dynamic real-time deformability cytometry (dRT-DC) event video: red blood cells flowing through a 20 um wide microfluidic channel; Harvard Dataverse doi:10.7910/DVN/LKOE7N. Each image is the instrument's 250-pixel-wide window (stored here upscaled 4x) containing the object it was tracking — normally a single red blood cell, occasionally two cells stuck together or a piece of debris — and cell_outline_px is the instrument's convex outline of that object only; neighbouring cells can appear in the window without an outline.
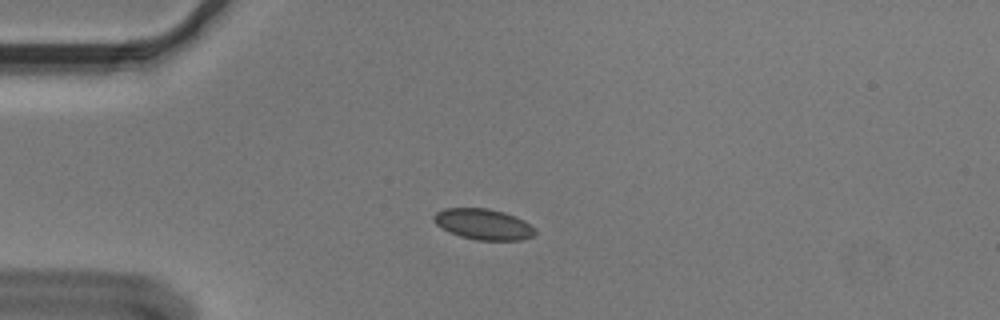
{"species": "Egyptian fruit bat (a non-hibernating species)", "species_latin": "Rousettus aegyptiacus", "temperature_condition": "cold", "stored_images_in_passage": 44, "segment_of_instrument_passage": [1, 2], "camera_frame_rate_fps": 3000, "um_per_image_px": 0.085, "animal": {"sex": "male"}, "frame": {"image": 1, "passage_image": 2, "time_ms": 0.333, "image_size_px": [1000, 320], "cell_outline_px": [[536, 232], [532, 236], [520, 240], [476, 240], [460, 236], [448, 232], [436, 224], [432, 220], [432, 216], [436, 212], [444, 208], [488, 208], [504, 212], [516, 216], [524, 220], [536, 228]], "centroid_in_image_um": [41.07, 19.05], "position_along_channel_um": 43.9, "area_um2": 18.38}}
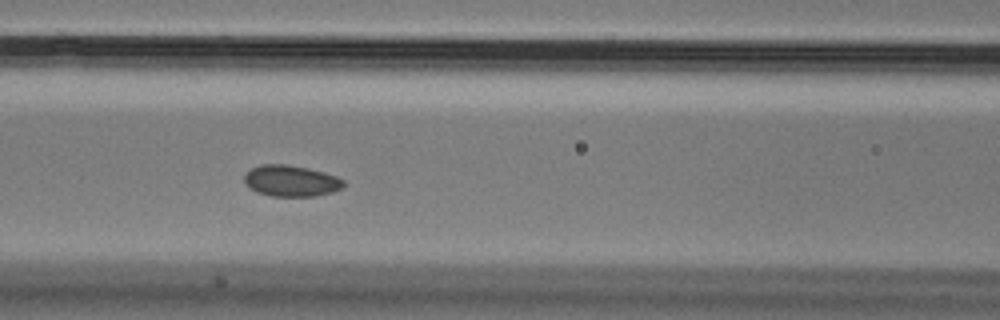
{"frame": {"image": 2, "passage_image": 12, "time_ms": 3.667, "image_size_px": [1000, 320], "cell_outline_px": [[344, 188], [332, 192], [316, 196], [272, 196], [256, 192], [248, 188], [244, 184], [244, 176], [252, 168], [260, 164], [288, 164], [308, 168], [324, 172], [336, 176], [344, 180]], "centroid_in_image_um": [24.73, 15.37], "position_along_channel_um": 141.9, "area_um2": 18.26}}
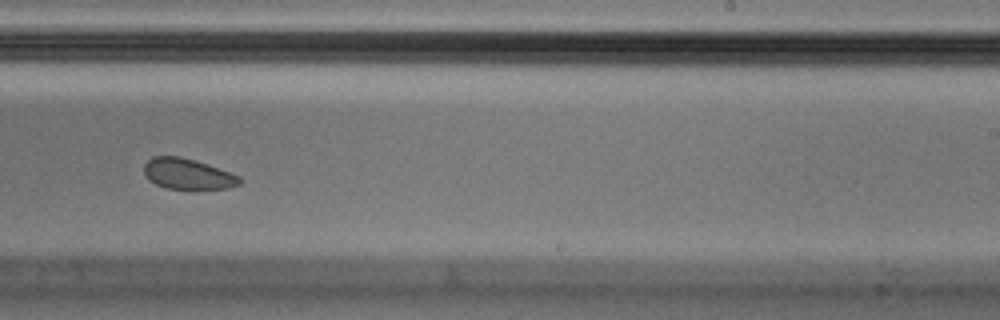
{"frame": {"image": 3, "passage_image": 23, "time_ms": 7.333, "image_size_px": [1000, 320], "cell_outline_px": [[240, 184], [228, 188], [164, 188], [148, 180], [144, 172], [144, 164], [152, 156], [180, 156], [208, 164], [240, 176]], "centroid_in_image_um": [15.92, 14.77], "position_along_channel_um": 273.1, "area_um2": 16.94}}